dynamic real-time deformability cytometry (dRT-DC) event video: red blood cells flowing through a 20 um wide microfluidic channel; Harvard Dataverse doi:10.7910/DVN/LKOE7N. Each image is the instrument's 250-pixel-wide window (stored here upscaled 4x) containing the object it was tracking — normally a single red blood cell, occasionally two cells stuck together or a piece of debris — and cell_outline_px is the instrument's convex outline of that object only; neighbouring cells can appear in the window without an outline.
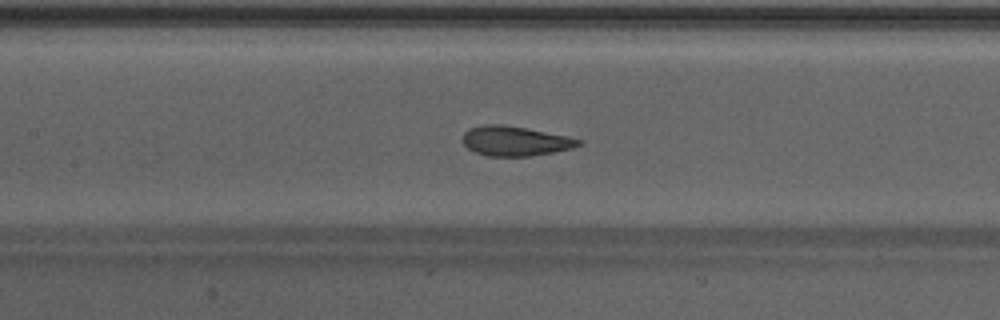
{"species": "Egyptian fruit bat (a non-hibernating species)", "species_latin": "Rousettus aegyptiacus", "temperature_condition": "warm", "stored_images_in_passage": 48, "camera_frame_rate_fps": 3000, "um_per_image_px": 0.085, "animal": {"sex": "male"}, "frame": {"image": 1, "passage_image": 23, "time_ms": 7.333, "image_size_px": [1000, 320], "cell_outline_px": [[584, 140], [580, 144], [572, 148], [552, 152], [528, 156], [484, 156], [468, 148], [460, 140], [464, 132], [468, 128], [484, 124], [500, 124], [524, 128], [568, 136]], "centroid_in_image_um": [43.73, 11.98], "position_along_channel_um": 163.7, "area_um2": 20.06}}
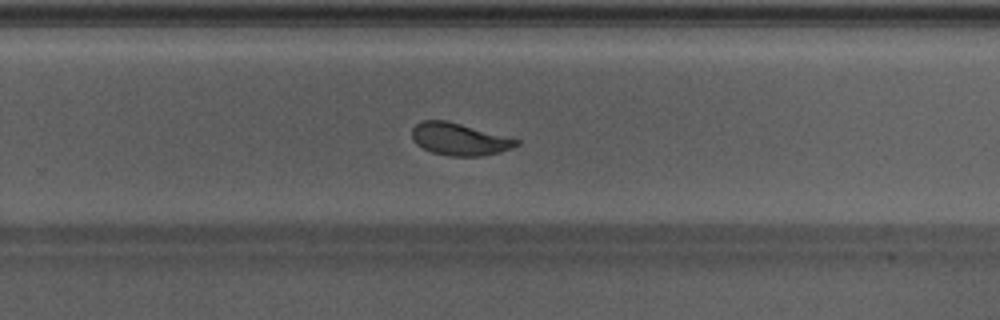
{"frame": {"image": 2, "passage_image": 32, "time_ms": 10.333, "image_size_px": [1000, 320], "cell_outline_px": [[520, 144], [512, 148], [500, 152], [480, 156], [448, 156], [432, 152], [416, 144], [412, 140], [412, 128], [420, 120], [448, 120], [520, 140]], "centroid_in_image_um": [39.03, 11.82], "position_along_channel_um": 290.8, "area_um2": 19.71}}
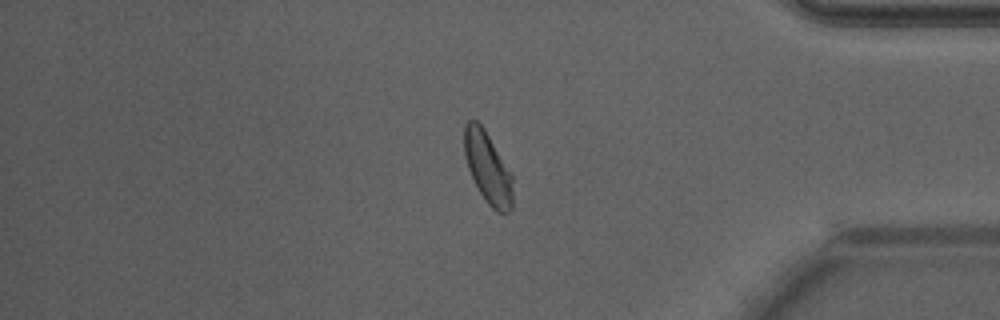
{"frame": {"image": 3, "passage_image": 41, "time_ms": 13.333, "image_size_px": [1000, 320], "cell_outline_px": [[512, 208], [508, 212], [496, 212], [484, 200], [468, 168], [464, 156], [464, 124], [468, 120], [476, 120], [484, 128], [512, 172]], "centroid_in_image_um": [41.46, 14.24], "position_along_channel_um": 393.7, "area_um2": 20.29}, "authors_computed_cell_mechanics": {"area_um2": 20.7502, "velocity_mm_per_s": 4.2547, "shape_relaxation_time_tau1_ms": 2.608, "shape_relaxation_time_tau2_ms": 0.6483, "deformation_change_tau1": 0.157, "deformation_change_tau2": 0.0768}}